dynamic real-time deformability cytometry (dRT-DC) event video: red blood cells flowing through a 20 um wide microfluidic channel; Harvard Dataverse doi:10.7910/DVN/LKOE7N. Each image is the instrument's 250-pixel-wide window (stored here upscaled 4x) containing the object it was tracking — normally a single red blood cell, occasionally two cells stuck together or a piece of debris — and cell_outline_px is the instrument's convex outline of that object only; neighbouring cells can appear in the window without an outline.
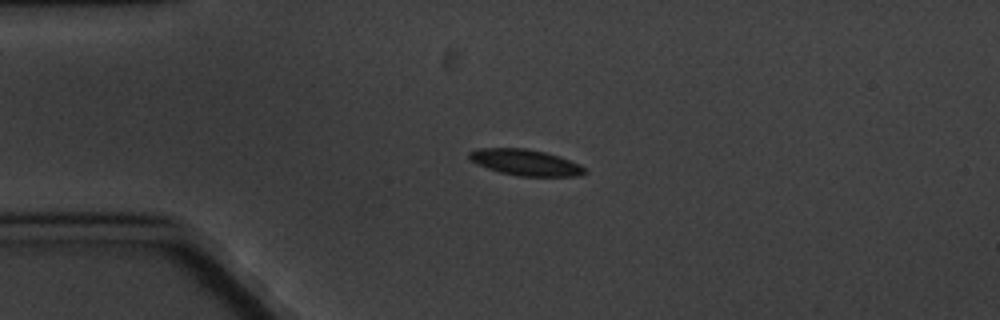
{"species": "common noctule bat (a hibernating species)", "species_latin": "Nyctalus noctula", "temperature_condition": "cold", "stored_images_in_passage": 6, "camera_frame_rate_fps": 3000, "um_per_image_px": 0.085, "animal": {"sex": "male", "body_mass_g": 20.1, "forearm_length_mm": 53.5}, "frame": {"image": 1, "passage_image": 5, "time_ms": 4.667, "image_size_px": [1000, 320], "cell_outline_px": [[588, 172], [580, 176], [520, 176], [500, 172], [476, 164], [468, 156], [468, 152], [476, 148], [524, 148], [544, 152], [580, 164]], "centroid_in_image_um": [44.64, 13.81], "position_along_channel_um": 40.4, "area_um2": 17.4}}